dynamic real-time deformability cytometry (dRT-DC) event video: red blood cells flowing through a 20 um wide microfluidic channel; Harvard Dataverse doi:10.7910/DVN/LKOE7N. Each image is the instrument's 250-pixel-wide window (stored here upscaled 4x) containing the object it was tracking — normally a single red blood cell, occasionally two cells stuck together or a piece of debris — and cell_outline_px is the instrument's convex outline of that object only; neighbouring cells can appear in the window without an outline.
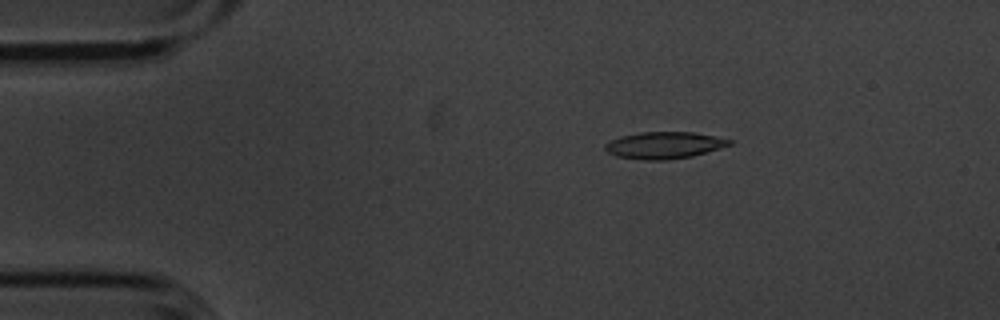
{"species": "common noctule bat (a hibernating species)", "species_latin": "Nyctalus noctula", "temperature_condition": "cold", "stored_images_in_passage": 6, "camera_frame_rate_fps": 3000, "um_per_image_px": 0.085, "animal": {"sex": "male", "body_mass_g": 20.1, "forearm_length_mm": 53.5}, "frame": {"image": 1, "passage_image": 3, "time_ms": 0.667, "image_size_px": [1000, 320], "cell_outline_px": [[732, 144], [720, 148], [692, 156], [668, 160], [644, 160], [616, 156], [608, 152], [604, 148], [604, 144], [620, 136], [640, 132], [692, 132], [732, 140]], "centroid_in_image_um": [56.43, 12.35], "position_along_channel_um": 28.6, "area_um2": 19.31}}
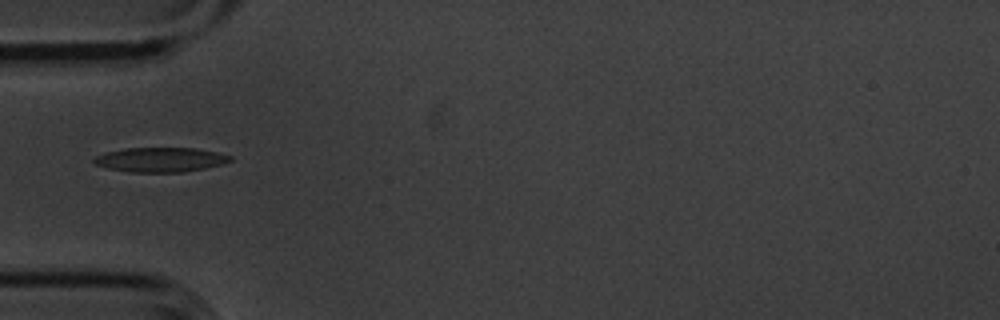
{"frame": {"image": 2, "passage_image": 5, "time_ms": 1.333, "image_size_px": [1000, 320], "cell_outline_px": [[232, 160], [224, 164], [184, 172], [132, 172], [108, 168], [96, 164], [92, 160], [96, 156], [108, 152], [124, 148], [196, 148], [216, 152], [232, 156]], "centroid_in_image_um": [13.67, 13.57], "position_along_channel_um": 71.3, "area_um2": 19.36}}
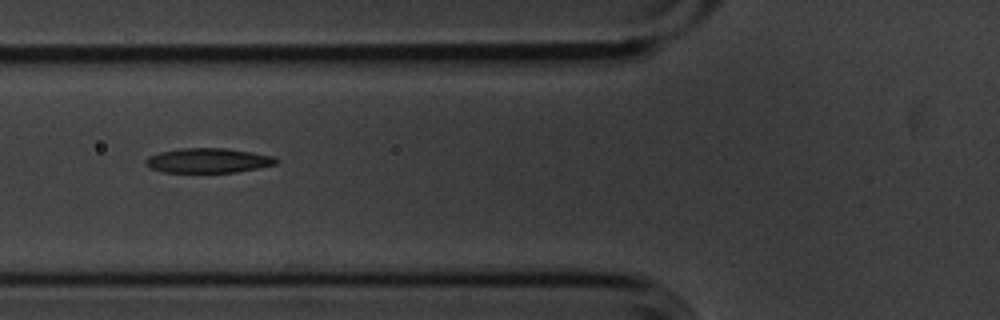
{"frame": {"image": 3, "passage_image": 6, "time_ms": 1.667, "image_size_px": [1000, 320], "cell_outline_px": [[280, 160], [276, 164], [236, 172], [164, 172], [148, 168], [144, 164], [144, 160], [148, 156], [160, 152], [180, 148], [224, 148], [252, 152], [276, 156]], "centroid_in_image_um": [17.67, 13.64], "position_along_channel_um": 108.1, "area_um2": 18.9}}